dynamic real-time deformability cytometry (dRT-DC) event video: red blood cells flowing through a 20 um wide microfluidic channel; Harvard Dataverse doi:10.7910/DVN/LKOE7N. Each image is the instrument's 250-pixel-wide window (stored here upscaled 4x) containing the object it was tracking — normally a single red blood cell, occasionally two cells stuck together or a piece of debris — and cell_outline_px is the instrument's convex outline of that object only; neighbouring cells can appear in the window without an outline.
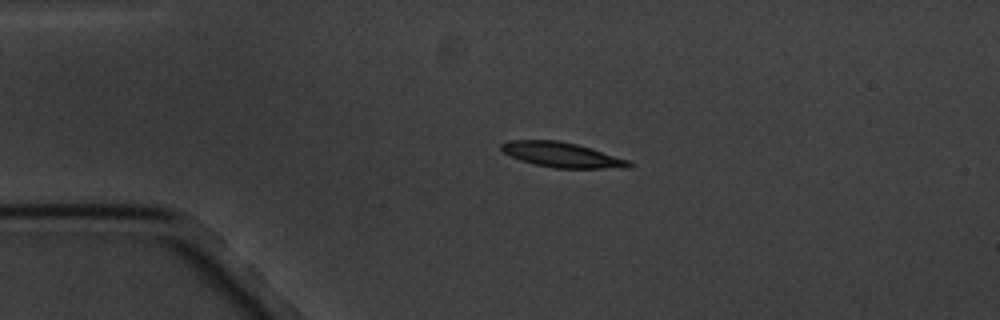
{"species": "common noctule bat (a hibernating species)", "species_latin": "Nyctalus noctula", "temperature_condition": "cold", "stored_images_in_passage": 2, "camera_frame_rate_fps": 3000, "um_per_image_px": 0.085, "animal": {"sex": "male", "body_mass_g": 20.1, "forearm_length_mm": 53.5}, "frame": {"image": 1, "passage_image": 1, "time_ms": 0.0, "image_size_px": [1000, 320], "cell_outline_px": [[632, 168], [556, 168], [536, 164], [520, 160], [504, 152], [500, 148], [500, 144], [508, 140], [560, 140], [576, 144], [628, 160], [632, 164]], "centroid_in_image_um": [47.74, 13.15], "position_along_channel_um": 37.3, "area_um2": 18.32}}